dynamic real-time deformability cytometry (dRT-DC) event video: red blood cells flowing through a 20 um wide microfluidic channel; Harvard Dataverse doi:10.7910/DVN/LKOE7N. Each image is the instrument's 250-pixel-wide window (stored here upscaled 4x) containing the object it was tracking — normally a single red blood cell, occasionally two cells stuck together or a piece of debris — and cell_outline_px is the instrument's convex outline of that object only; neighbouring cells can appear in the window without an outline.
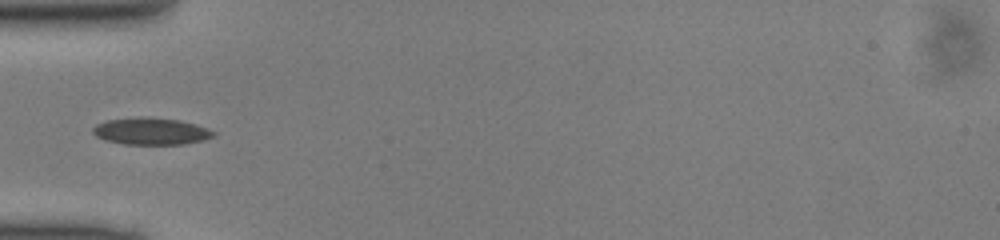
{"species": "common noctule bat (a hibernating species)", "species_latin": "Nyctalus noctula", "temperature_condition": "cold", "stored_images_in_passage": 34, "camera_frame_rate_fps": 3000, "um_per_image_px": 0.085, "animal": {"sex": "male", "body_mass_g": 13.0, "forearm_length_mm": 53.1}, "frame": {"image": 1, "passage_image": 1, "time_ms": 0.0, "image_size_px": [1000, 240], "cell_outline_px": [[216, 136], [204, 140], [184, 144], [124, 144], [104, 140], [96, 136], [92, 132], [92, 128], [96, 124], [108, 120], [180, 120], [196, 124], [216, 132]], "centroid_in_image_um": [12.88, 11.21], "position_along_channel_um": 72.1, "area_um2": 18.03}}
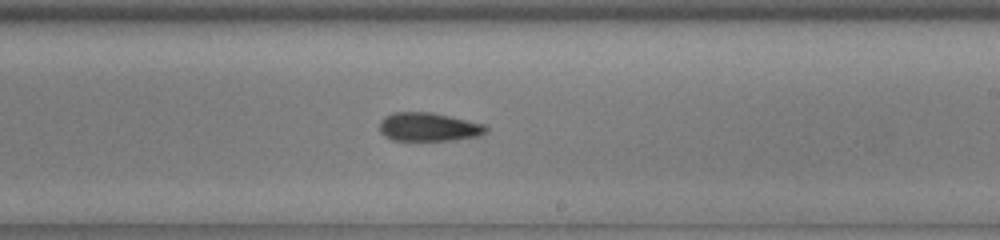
{"frame": {"image": 2, "passage_image": 14, "time_ms": 4.333, "image_size_px": [1000, 240], "cell_outline_px": [[488, 128], [480, 136], [456, 140], [392, 140], [384, 136], [380, 132], [380, 120], [384, 116], [392, 112], [432, 112], [484, 124]], "centroid_in_image_um": [36.4, 10.79], "position_along_channel_um": 252.6, "area_um2": 17.8}}
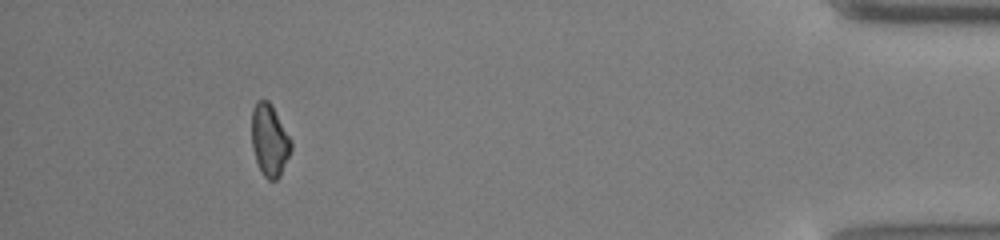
{"frame": {"image": 3, "passage_image": 30, "time_ms": 9.667, "image_size_px": [1000, 240], "cell_outline_px": [[292, 148], [280, 176], [276, 180], [268, 180], [264, 176], [256, 160], [252, 148], [252, 108], [256, 100], [268, 100], [272, 104], [292, 140]], "centroid_in_image_um": [22.92, 11.89], "position_along_channel_um": 412.3, "area_um2": 16.65}}